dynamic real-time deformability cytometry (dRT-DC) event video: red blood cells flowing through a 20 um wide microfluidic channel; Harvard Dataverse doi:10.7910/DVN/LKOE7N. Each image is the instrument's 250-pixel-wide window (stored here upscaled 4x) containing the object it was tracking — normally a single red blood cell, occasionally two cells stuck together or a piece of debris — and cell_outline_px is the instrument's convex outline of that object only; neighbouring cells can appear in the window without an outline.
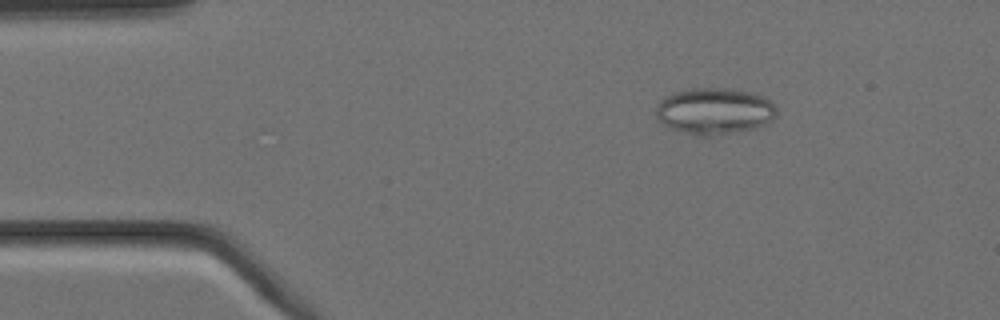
{"species": "Egyptian fruit bat (a non-hibernating species)", "species_latin": "Rousettus aegyptiacus", "temperature_condition": "cold", "stored_images_in_passage": 4, "camera_frame_rate_fps": 3000, "um_per_image_px": 0.085, "animal": {"sex": "female"}, "frame": {"image": 1, "passage_image": 2, "time_ms": 0.333, "image_size_px": [1000, 320], "cell_outline_px": [[776, 116], [772, 120], [756, 128], [736, 132], [708, 136], [700, 136], [668, 128], [656, 116], [656, 104], [664, 96], [672, 92], [692, 88], [728, 88], [752, 92], [764, 96], [776, 108]], "centroid_in_image_um": [60.71, 9.43], "position_along_channel_um": 24.3, "area_um2": 32.89}}